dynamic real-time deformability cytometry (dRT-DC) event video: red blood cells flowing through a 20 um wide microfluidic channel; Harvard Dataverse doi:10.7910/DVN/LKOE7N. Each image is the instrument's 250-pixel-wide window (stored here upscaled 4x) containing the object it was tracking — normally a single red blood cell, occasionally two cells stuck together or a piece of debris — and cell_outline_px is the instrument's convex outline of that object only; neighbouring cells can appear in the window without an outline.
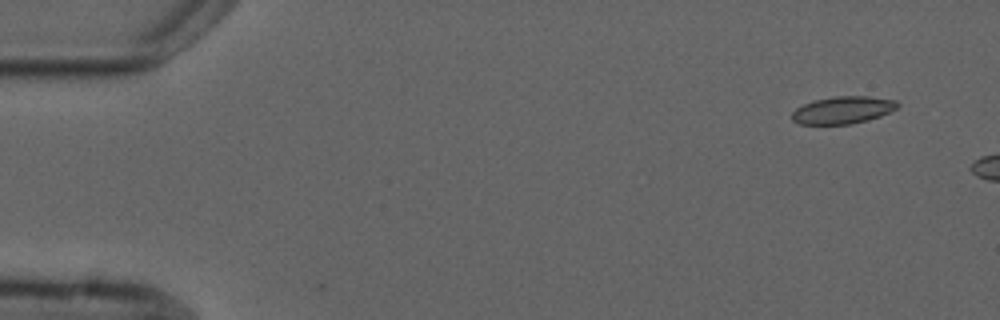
{"species": "common noctule bat (a hibernating species)", "species_latin": "Nyctalus noctula", "temperature_condition": "cold", "stored_images_in_passage": 3, "camera_frame_rate_fps": 3000, "um_per_image_px": 0.085, "animal": {"sex": "male", "forearm_length_mm": 52.5}, "frame": {"image": 1, "passage_image": 1, "time_ms": 0.0, "image_size_px": [1000, 320], "cell_outline_px": [[900, 104], [896, 108], [880, 116], [868, 120], [848, 124], [800, 124], [792, 120], [792, 112], [796, 108], [812, 100], [836, 96], [868, 96], [896, 100]], "centroid_in_image_um": [71.63, 9.34], "position_along_channel_um": 13.4, "area_um2": 16.76}}